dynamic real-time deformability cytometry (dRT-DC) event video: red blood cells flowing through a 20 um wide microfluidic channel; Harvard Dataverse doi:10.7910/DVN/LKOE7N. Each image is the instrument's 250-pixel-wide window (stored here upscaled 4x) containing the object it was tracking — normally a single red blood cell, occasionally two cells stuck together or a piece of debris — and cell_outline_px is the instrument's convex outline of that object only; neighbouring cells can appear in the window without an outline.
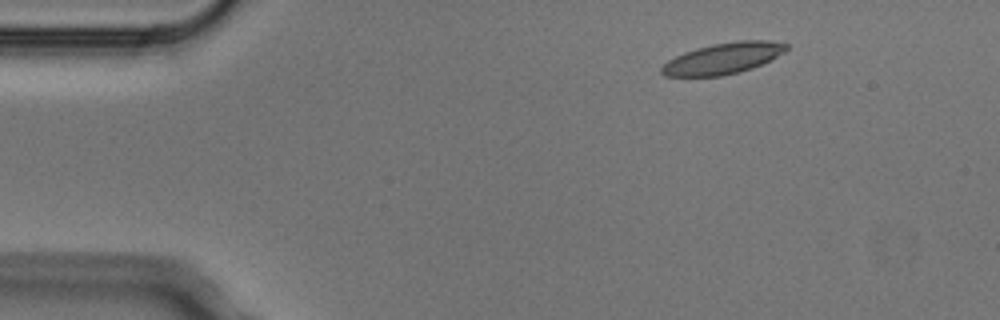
{"species": "Egyptian fruit bat (a non-hibernating species)", "species_latin": "Rousettus aegyptiacus", "temperature_condition": "cold", "stored_images_in_passage": 4, "segment_of_instrument_passage": [2, 2], "camera_frame_rate_fps": 3000, "um_per_image_px": 0.085, "animal": {"sex": "male"}, "frame": {"image": 1, "passage_image": 4, "time_ms": 1.0, "image_size_px": [1000, 320], "cell_outline_px": [[788, 48], [784, 52], [752, 68], [740, 72], [720, 76], [664, 76], [660, 72], [660, 68], [668, 60], [684, 52], [696, 48], [712, 44], [740, 40], [768, 40], [788, 44]], "centroid_in_image_um": [61.44, 4.96], "position_along_channel_um": 23.6, "area_um2": 22.48}}